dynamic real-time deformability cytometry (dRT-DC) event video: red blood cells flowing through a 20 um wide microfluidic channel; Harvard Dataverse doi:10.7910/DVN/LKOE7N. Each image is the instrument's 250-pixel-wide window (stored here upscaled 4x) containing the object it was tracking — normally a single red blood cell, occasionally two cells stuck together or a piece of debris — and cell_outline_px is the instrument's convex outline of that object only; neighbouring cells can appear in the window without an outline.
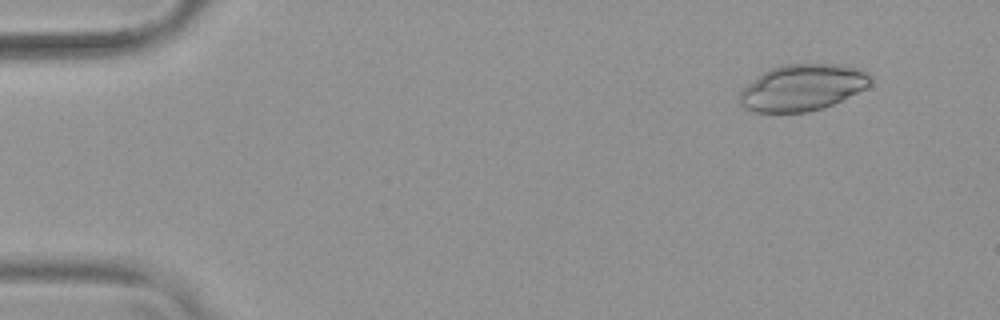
{"species": "common noctule bat (a hibernating species)", "species_latin": "Nyctalus noctula", "temperature_condition": "warm", "stored_images_in_passage": 53, "camera_frame_rate_fps": 3000, "um_per_image_px": 0.085, "animal": {"sex": "female", "body_mass_g": 19.9}, "frame": {"image": 1, "passage_image": 5, "time_ms": 1.333, "image_size_px": [1000, 320], "cell_outline_px": [[872, 84], [832, 104], [808, 112], [756, 112], [744, 108], [740, 104], [740, 92], [748, 84], [768, 68], [784, 64], [844, 64], [860, 68], [868, 72], [872, 76]], "centroid_in_image_um": [68.22, 7.42], "position_along_channel_um": 16.8, "area_um2": 35.32}}